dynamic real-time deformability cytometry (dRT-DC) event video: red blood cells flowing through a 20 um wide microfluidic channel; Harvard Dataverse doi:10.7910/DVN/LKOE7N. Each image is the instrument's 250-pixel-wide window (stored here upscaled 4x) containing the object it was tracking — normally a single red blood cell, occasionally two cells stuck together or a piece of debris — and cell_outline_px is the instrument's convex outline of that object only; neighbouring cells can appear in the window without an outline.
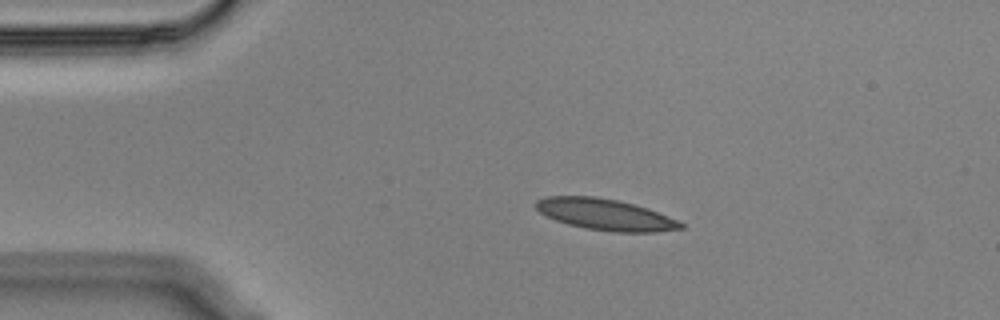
{"species": "Egyptian fruit bat (a non-hibernating species)", "species_latin": "Rousettus aegyptiacus", "temperature_condition": "cold", "stored_images_in_passage": 46, "camera_frame_rate_fps": 3000, "um_per_image_px": 0.085, "animal": {"sex": "male"}, "frame": {"image": 1, "passage_image": 1, "time_ms": 0.0, "image_size_px": [1000, 320], "cell_outline_px": [[684, 228], [656, 232], [612, 232], [584, 228], [568, 224], [556, 220], [540, 212], [536, 208], [536, 200], [548, 196], [592, 196], [616, 200], [648, 208], [676, 220], [684, 224]], "centroid_in_image_um": [51.44, 18.24], "position_along_channel_um": 33.6, "area_um2": 26.13}}
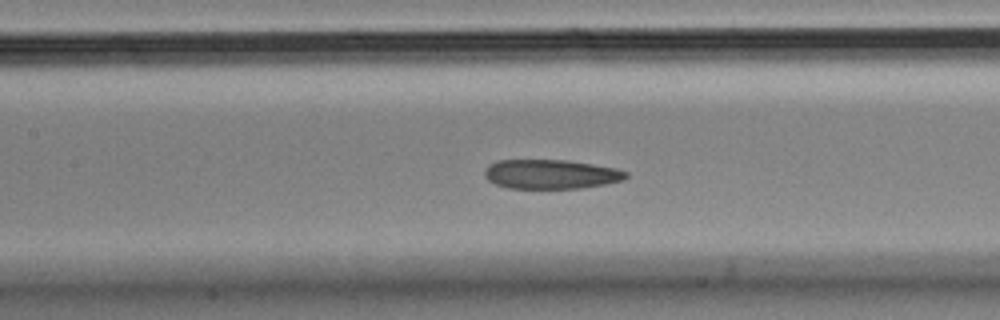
{"frame": {"image": 2, "passage_image": 15, "time_ms": 4.667, "image_size_px": [1000, 320], "cell_outline_px": [[628, 176], [624, 180], [604, 184], [580, 188], [508, 188], [496, 184], [488, 180], [484, 176], [484, 172], [488, 164], [496, 160], [568, 160], [616, 168], [628, 172]], "centroid_in_image_um": [46.81, 14.8], "position_along_channel_um": 160.6, "area_um2": 24.22}}
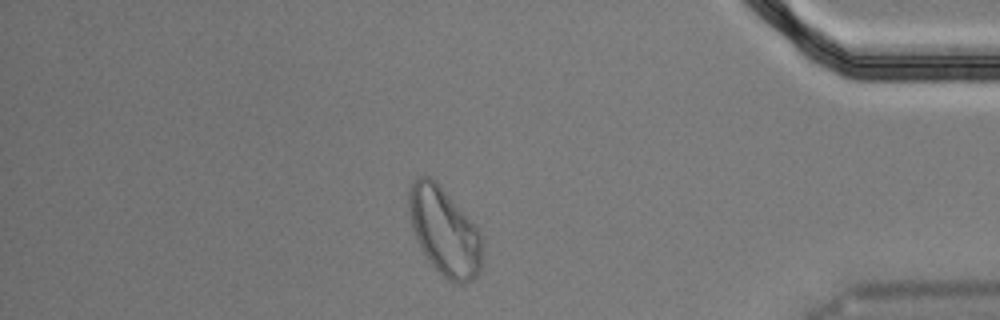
{"frame": {"image": 3, "passage_image": 38, "time_ms": 12.333, "image_size_px": [1000, 320], "cell_outline_px": [[480, 268], [476, 276], [472, 280], [464, 284], [452, 284], [432, 264], [424, 252], [416, 236], [412, 224], [408, 208], [408, 192], [416, 176], [428, 176], [436, 180], [480, 232]], "centroid_in_image_um": [37.75, 19.65], "position_along_channel_um": 397.4, "area_um2": 36.65}, "authors_computed_cell_mechanics": {"area_um2": 26.299, "velocity_mm_per_s": 3.5453, "shape_relaxation_time_tau1_ms": null, "shape_relaxation_time_tau2_ms": 3.4476, "deformation_change_tau1": null, "deformation_change_tau2": 0.098}}